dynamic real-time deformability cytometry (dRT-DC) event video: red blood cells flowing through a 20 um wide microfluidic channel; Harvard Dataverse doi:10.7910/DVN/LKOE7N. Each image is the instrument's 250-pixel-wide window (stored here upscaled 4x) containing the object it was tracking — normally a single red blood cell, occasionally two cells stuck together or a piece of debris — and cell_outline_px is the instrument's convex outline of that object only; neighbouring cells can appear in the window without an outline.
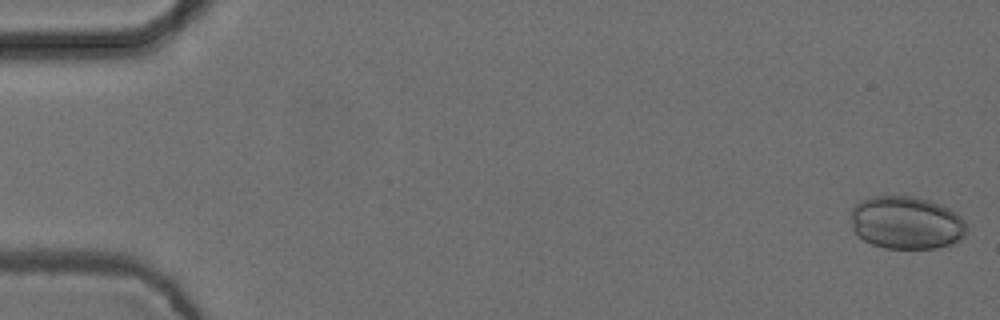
{"species": "common noctule bat (a hibernating species)", "species_latin": "Nyctalus noctula", "temperature_condition": "cold", "stored_images_in_passage": 15, "camera_frame_rate_fps": 3000, "um_per_image_px": 0.085, "animal": {"sex": "female", "body_mass_g": 24.6, "forearm_length_mm": 56.2}, "frame": {"image": 1, "passage_image": 1, "time_ms": 0.0, "image_size_px": [1000, 320], "cell_outline_px": [[964, 236], [960, 240], [936, 248], [884, 248], [872, 244], [864, 240], [852, 228], [852, 208], [860, 200], [872, 196], [916, 196], [940, 204], [948, 208], [960, 216], [964, 220]], "centroid_in_image_um": [77.01, 18.92], "position_along_channel_um": 8.0, "area_um2": 35.43}}